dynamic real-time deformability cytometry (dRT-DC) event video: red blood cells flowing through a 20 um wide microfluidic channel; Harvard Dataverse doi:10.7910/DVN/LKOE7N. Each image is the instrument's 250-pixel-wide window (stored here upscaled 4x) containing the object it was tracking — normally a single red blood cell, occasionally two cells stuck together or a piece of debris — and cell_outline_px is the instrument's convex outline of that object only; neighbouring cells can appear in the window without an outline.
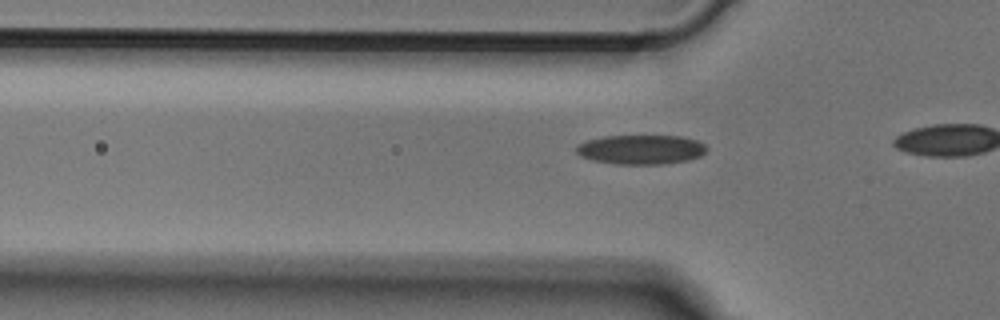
{"species": "Egyptian fruit bat (a non-hibernating species)", "species_latin": "Rousettus aegyptiacus", "temperature_condition": "cold", "stored_images_in_passage": 12, "camera_frame_rate_fps": 3000, "um_per_image_px": 0.085, "animal": {"sex": "male"}, "frame": {"image": 1, "passage_image": 10, "time_ms": 3.0, "image_size_px": [1000, 320], "cell_outline_px": [[708, 148], [700, 156], [688, 160], [664, 164], [616, 164], [592, 160], [580, 156], [576, 152], [576, 148], [580, 144], [588, 140], [604, 136], [684, 136], [696, 140], [704, 144]], "centroid_in_image_um": [54.5, 12.71], "position_along_channel_um": 71.3, "area_um2": 22.31}}